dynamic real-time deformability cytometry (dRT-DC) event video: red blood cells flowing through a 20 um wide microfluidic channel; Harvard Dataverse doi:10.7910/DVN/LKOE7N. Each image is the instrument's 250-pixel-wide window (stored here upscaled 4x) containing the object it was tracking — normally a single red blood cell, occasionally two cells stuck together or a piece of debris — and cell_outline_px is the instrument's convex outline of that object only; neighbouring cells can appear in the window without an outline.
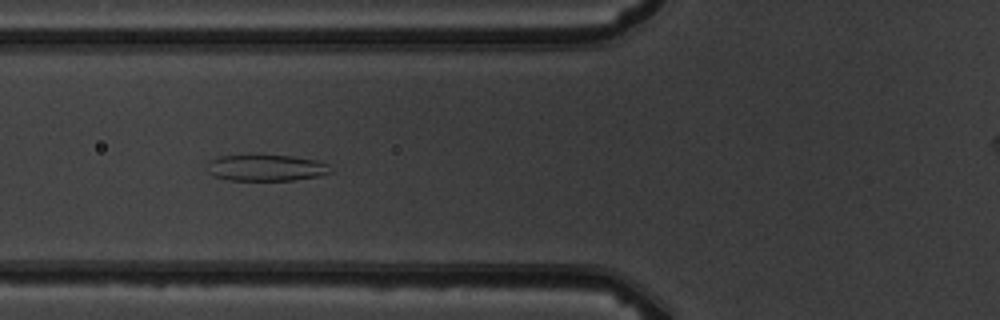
{"species": "common noctule bat (a hibernating species)", "species_latin": "Nyctalus noctula", "temperature_condition": "warm", "stored_images_in_passage": 8, "camera_frame_rate_fps": 3000, "um_per_image_px": 0.085, "animal": {"sex": "male", "body_mass_g": 19.5, "forearm_length_mm": 54.6}, "frame": {"image": 1, "passage_image": 7, "time_ms": 6.667, "image_size_px": [1000, 320], "cell_outline_px": [[332, 172], [316, 176], [292, 180], [232, 180], [212, 176], [208, 172], [208, 160], [220, 156], [292, 156], [316, 160], [328, 164]], "centroid_in_image_um": [22.6, 14.27], "position_along_channel_um": 103.2, "area_um2": 18.61}}
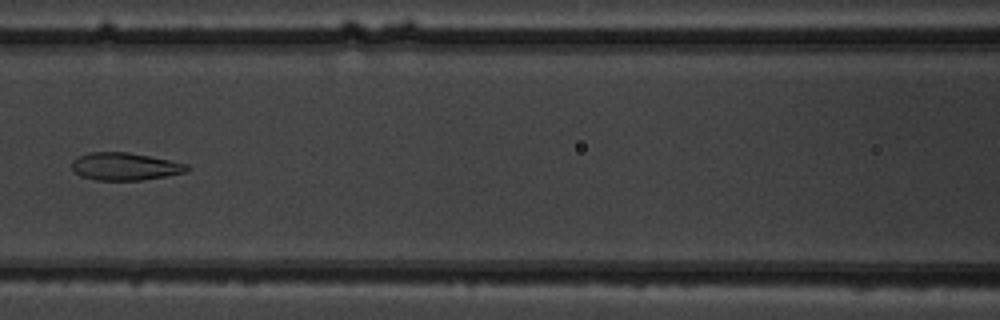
{"frame": {"image": 2, "passage_image": 8, "time_ms": 8.0, "image_size_px": [1000, 320], "cell_outline_px": [[192, 168], [188, 172], [140, 180], [96, 180], [80, 176], [72, 168], [72, 160], [88, 152], [128, 152], [172, 160], [188, 164]], "centroid_in_image_um": [10.66, 14.14], "position_along_channel_um": 155.9, "area_um2": 18.61}}